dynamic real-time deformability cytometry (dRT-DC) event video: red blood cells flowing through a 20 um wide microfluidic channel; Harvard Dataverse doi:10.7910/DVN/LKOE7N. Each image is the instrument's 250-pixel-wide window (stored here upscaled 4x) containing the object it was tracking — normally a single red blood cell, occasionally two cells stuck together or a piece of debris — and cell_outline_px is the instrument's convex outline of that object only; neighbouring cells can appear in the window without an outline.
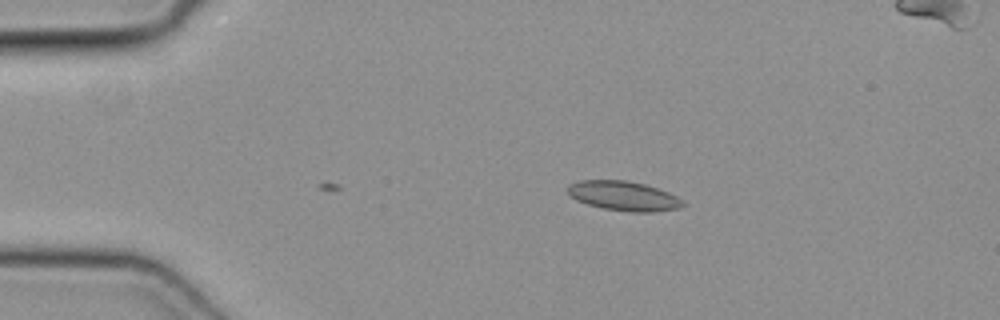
{"species": "common noctule bat (a hibernating species)", "species_latin": "Nyctalus noctula", "temperature_condition": "cold", "stored_images_in_passage": 9, "camera_frame_rate_fps": 3000, "um_per_image_px": 0.085, "animal": {"sex": "female", "body_mass_g": 19.3, "forearm_length_mm": 54.1}, "frame": {"image": 1, "passage_image": 9, "time_ms": 2.667, "image_size_px": [1000, 320], "cell_outline_px": [[688, 204], [680, 208], [652, 212], [628, 212], [604, 208], [588, 204], [576, 200], [568, 192], [568, 184], [580, 180], [628, 180], [644, 184], [668, 192], [684, 200]], "centroid_in_image_um": [53.05, 16.65], "position_along_channel_um": 32.0, "area_um2": 19.88}}